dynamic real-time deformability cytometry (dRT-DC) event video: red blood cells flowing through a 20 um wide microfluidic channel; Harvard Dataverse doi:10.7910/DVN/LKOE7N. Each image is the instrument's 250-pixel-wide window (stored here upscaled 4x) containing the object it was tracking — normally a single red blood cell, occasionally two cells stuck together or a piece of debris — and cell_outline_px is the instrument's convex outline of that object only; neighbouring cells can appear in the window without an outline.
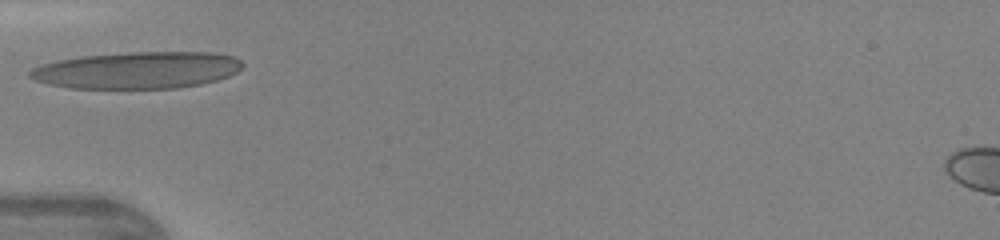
{"species": "human", "species_latin": "Homo sapiens", "temperature_condition": "warm", "stored_images_in_passage": 1, "camera_frame_rate_fps": 3000, "um_per_image_px": 0.085, "donor": {"sex": "female"}, "frame": {"image": 1, "passage_image": 1, "time_ms": 0.0, "image_size_px": [1000, 240], "cell_outline_px": [[244, 64], [236, 72], [228, 76], [216, 80], [200, 84], [180, 88], [68, 88], [48, 84], [36, 80], [28, 76], [28, 72], [32, 68], [40, 64], [60, 60], [84, 56], [132, 52], [212, 52], [236, 56]], "centroid_in_image_um": [11.68, 5.96], "position_along_channel_um": 73.3, "area_um2": 45.66}}